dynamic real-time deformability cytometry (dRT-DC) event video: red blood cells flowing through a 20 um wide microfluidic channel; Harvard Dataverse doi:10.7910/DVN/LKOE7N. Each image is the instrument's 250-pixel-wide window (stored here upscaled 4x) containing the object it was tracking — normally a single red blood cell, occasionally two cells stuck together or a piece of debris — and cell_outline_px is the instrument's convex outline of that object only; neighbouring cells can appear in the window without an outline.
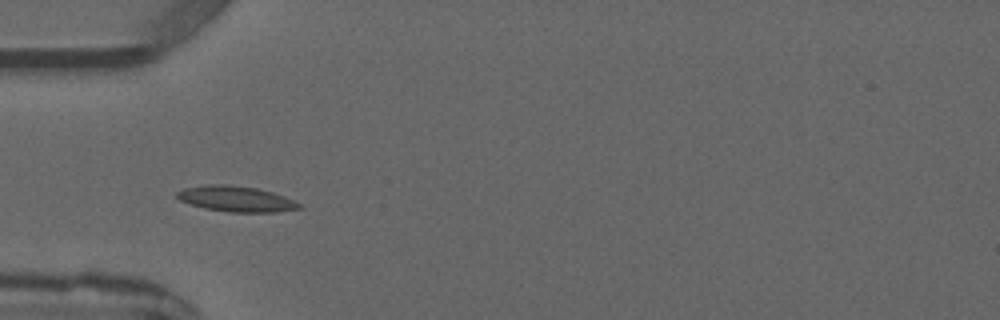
{"species": "common noctule bat (a hibernating species)", "species_latin": "Nyctalus noctula", "temperature_condition": "warm", "stored_images_in_passage": 3, "camera_frame_rate_fps": 3000, "um_per_image_px": 0.085, "animal": {"sex": "male", "forearm_length_mm": 52.5}, "frame": {"image": 1, "passage_image": 3, "time_ms": 2.333, "image_size_px": [1000, 320], "cell_outline_px": [[304, 208], [276, 212], [228, 212], [204, 208], [180, 200], [176, 196], [176, 192], [184, 188], [204, 184], [228, 184], [256, 188], [272, 192], [284, 196], [304, 204]], "centroid_in_image_um": [20.11, 16.9], "position_along_channel_um": 64.9, "area_um2": 18.44}}